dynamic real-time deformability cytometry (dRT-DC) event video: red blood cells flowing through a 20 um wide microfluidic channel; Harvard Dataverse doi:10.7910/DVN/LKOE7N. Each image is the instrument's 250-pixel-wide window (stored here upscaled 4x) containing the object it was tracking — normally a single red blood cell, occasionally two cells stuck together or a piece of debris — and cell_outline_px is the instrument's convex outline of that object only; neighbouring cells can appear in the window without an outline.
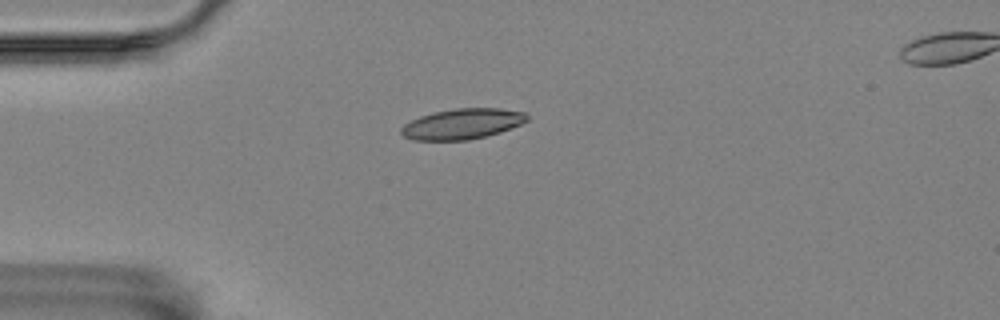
{"species": "Egyptian fruit bat (a non-hibernating species)", "species_latin": "Rousettus aegyptiacus", "temperature_condition": "room temperature", "stored_images_in_passage": 4, "camera_frame_rate_fps": 3000, "um_per_image_px": 0.085, "animal": {"sex": "female"}, "frame": {"image": 1, "passage_image": 1, "time_ms": 0.0, "image_size_px": [1000, 320], "cell_outline_px": [[528, 120], [520, 124], [500, 132], [468, 140], [412, 140], [404, 136], [400, 132], [400, 128], [404, 124], [420, 116], [432, 112], [456, 108], [500, 108], [524, 112], [528, 116]], "centroid_in_image_um": [39.27, 10.52], "position_along_channel_um": 45.7, "area_um2": 22.31}}